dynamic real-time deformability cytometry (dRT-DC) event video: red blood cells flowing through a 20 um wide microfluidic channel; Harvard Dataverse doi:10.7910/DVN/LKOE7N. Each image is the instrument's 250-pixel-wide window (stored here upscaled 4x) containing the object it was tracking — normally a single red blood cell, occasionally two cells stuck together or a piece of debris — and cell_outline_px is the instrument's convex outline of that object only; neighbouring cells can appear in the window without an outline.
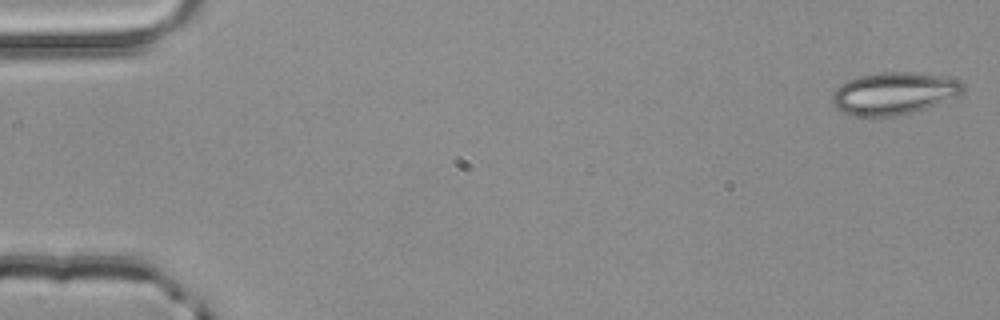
{"species": "common noctule bat (a hibernating species)", "species_latin": "Nyctalus noctula", "temperature_condition": "room temperature", "stored_images_in_passage": 3, "camera_frame_rate_fps": 3000, "um_per_image_px": 0.085, "animal": {"sex": "male", "body_mass_g": 20.4}, "frame": {"image": 1, "passage_image": 1, "time_ms": 0.0, "image_size_px": [1000, 320], "cell_outline_px": [[964, 88], [956, 96], [936, 104], [912, 112], [896, 116], [856, 116], [840, 112], [832, 104], [832, 92], [840, 84], [848, 80], [860, 76], [880, 72], [912, 72], [940, 76], [960, 80], [964, 84]], "centroid_in_image_um": [75.92, 7.94], "position_along_channel_um": 9.1, "area_um2": 32.08}}